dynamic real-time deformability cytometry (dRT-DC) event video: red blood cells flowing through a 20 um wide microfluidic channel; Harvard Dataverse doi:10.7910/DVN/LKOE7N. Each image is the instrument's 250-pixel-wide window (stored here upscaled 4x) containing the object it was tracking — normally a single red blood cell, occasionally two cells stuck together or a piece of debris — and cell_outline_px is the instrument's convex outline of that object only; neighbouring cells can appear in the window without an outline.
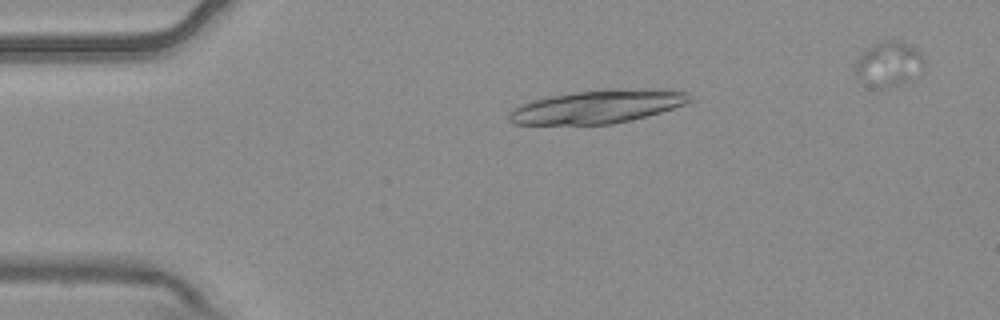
{"species": "common noctule bat (a hibernating species)", "species_latin": "Nyctalus noctula", "temperature_condition": "warm", "stored_images_in_passage": 5, "camera_frame_rate_fps": 3000, "um_per_image_px": 0.085, "animal": {"sex": "male", "body_mass_g": 20.4}, "frame": {"image": 1, "passage_image": 3, "time_ms": 0.667, "image_size_px": [1000, 320], "cell_outline_px": [[692, 100], [684, 104], [660, 112], [612, 124], [516, 124], [508, 120], [508, 116], [512, 108], [532, 100], [552, 96], [576, 92], [608, 88], [612, 88], [688, 92], [692, 96]], "centroid_in_image_um": [50.74, 9.07], "position_along_channel_um": 34.3, "area_um2": 34.39}}